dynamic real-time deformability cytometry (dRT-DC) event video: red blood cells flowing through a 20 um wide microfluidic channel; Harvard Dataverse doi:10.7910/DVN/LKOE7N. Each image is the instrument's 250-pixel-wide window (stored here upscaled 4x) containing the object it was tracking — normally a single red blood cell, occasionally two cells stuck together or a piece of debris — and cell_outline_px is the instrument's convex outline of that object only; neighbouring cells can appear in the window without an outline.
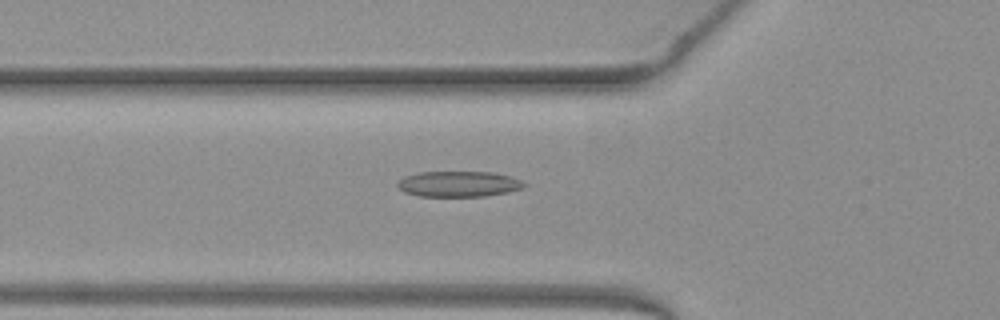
{"species": "common noctule bat (a hibernating species)", "species_latin": "Nyctalus noctula", "temperature_condition": "warm", "stored_images_in_passage": 38, "camera_frame_rate_fps": 3000, "um_per_image_px": 0.085, "animal": {"sex": "female", "body_mass_g": 19.3, "forearm_length_mm": 54.1}, "frame": {"image": 1, "passage_image": 7, "time_ms": 2.0, "image_size_px": [1000, 320], "cell_outline_px": [[528, 184], [520, 188], [508, 192], [484, 196], [420, 196], [404, 192], [396, 184], [404, 176], [420, 172], [492, 172], [508, 176], [520, 180]], "centroid_in_image_um": [38.97, 15.63], "position_along_channel_um": 86.8, "area_um2": 18.73}}
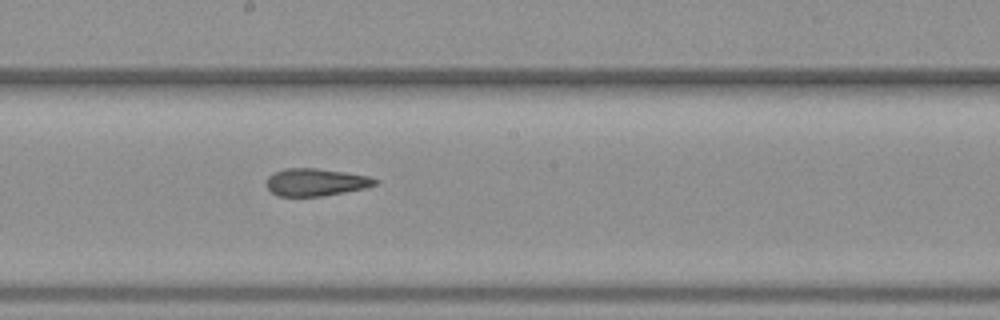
{"frame": {"image": 2, "passage_image": 17, "time_ms": 5.333, "image_size_px": [1000, 320], "cell_outline_px": [[380, 180], [376, 184], [364, 188], [324, 196], [276, 196], [268, 188], [268, 176], [284, 168], [316, 168], [344, 172], [368, 176]], "centroid_in_image_um": [26.85, 15.49], "position_along_channel_um": 221.4, "area_um2": 17.22}}
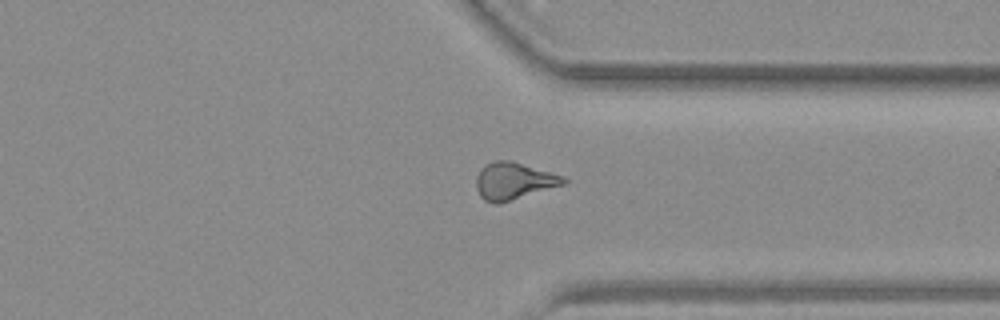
{"frame": {"image": 3, "passage_image": 28, "time_ms": 9.0, "image_size_px": [1000, 320], "cell_outline_px": [[568, 180], [564, 184], [496, 204], [484, 200], [480, 196], [476, 188], [476, 176], [480, 168], [484, 164], [496, 160], [512, 160], [564, 176]], "centroid_in_image_um": [43.63, 15.35], "position_along_channel_um": 367.8, "area_um2": 18.79}}